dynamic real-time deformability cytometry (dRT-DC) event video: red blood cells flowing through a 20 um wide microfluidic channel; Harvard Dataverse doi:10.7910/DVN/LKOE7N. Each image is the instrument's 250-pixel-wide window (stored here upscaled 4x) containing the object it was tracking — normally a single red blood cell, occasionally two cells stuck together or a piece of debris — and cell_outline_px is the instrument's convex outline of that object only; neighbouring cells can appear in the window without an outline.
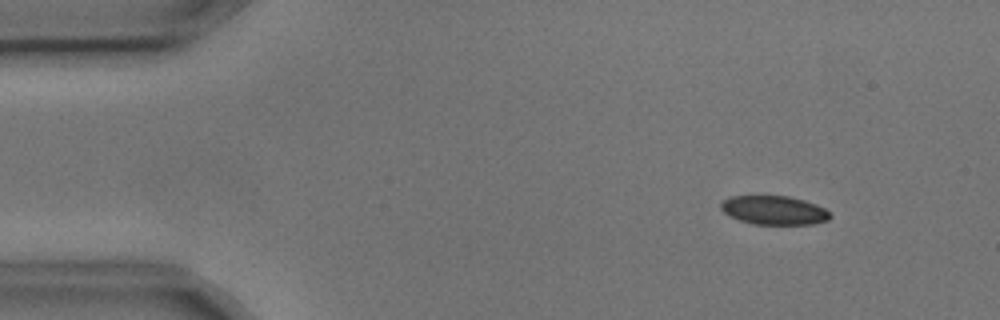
{"species": "common noctule bat (a hibernating species)", "species_latin": "Nyctalus noctula", "temperature_condition": "cold", "stored_images_in_passage": 4, "camera_frame_rate_fps": 3000, "um_per_image_px": 0.085, "animal": {"sex": "male", "body_mass_g": 17.9, "forearm_length_mm": 54.2}, "frame": {"image": 1, "passage_image": 2, "time_ms": 0.333, "image_size_px": [1000, 320], "cell_outline_px": [[832, 216], [828, 220], [812, 224], [752, 224], [728, 216], [720, 208], [720, 204], [728, 196], [788, 196], [804, 200], [816, 204], [824, 208]], "centroid_in_image_um": [65.77, 17.87], "position_along_channel_um": 19.2, "area_um2": 18.38}}
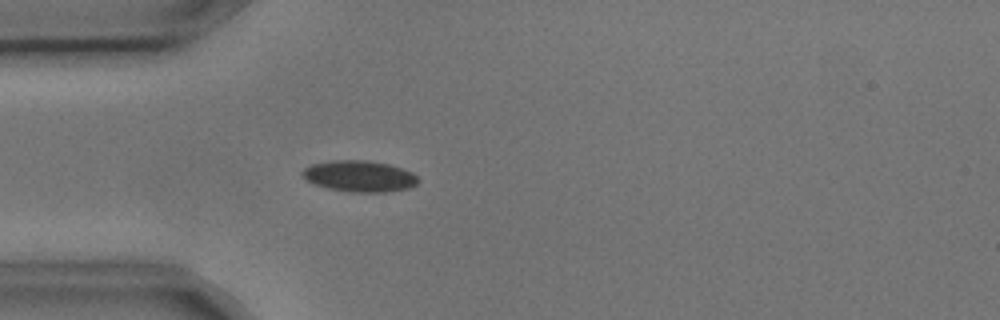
{"frame": {"image": 2, "passage_image": 4, "time_ms": 1.0, "image_size_px": [1000, 320], "cell_outline_px": [[420, 180], [416, 184], [408, 188], [388, 192], [348, 192], [328, 188], [316, 184], [308, 180], [300, 172], [304, 168], [312, 164], [332, 160], [364, 160], [388, 164], [412, 172]], "centroid_in_image_um": [30.56, 14.98], "position_along_channel_um": 54.4, "area_um2": 20.92}}